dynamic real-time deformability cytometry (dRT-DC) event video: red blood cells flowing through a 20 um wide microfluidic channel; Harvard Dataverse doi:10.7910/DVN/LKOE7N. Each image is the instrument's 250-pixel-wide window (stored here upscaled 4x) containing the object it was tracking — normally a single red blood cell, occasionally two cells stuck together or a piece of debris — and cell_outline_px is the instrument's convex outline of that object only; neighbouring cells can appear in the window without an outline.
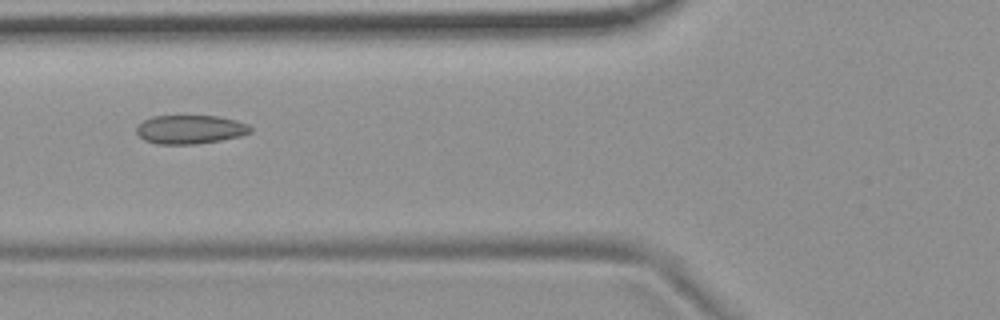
{"species": "common noctule bat (a hibernating species)", "species_latin": "Nyctalus noctula", "temperature_condition": "room temperature", "stored_images_in_passage": 3, "camera_frame_rate_fps": 3000, "um_per_image_px": 0.085, "animal": {"sex": "female", "body_mass_g": 19.9}, "frame": {"image": 1, "passage_image": 2, "time_ms": 0.333, "image_size_px": [1000, 320], "cell_outline_px": [[252, 132], [240, 136], [220, 140], [196, 144], [156, 144], [144, 140], [136, 132], [136, 128], [144, 120], [152, 116], [216, 116], [236, 120], [248, 124], [252, 128]], "centroid_in_image_um": [16.17, 11.0], "position_along_channel_um": 109.6, "area_um2": 19.07}}
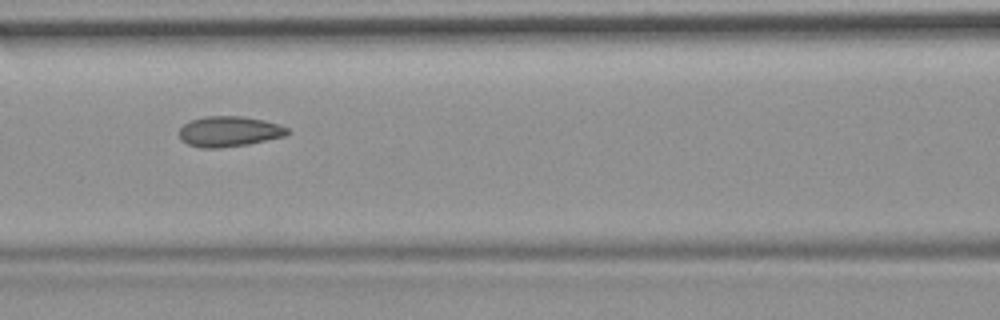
{"frame": {"image": 2, "passage_image": 3, "time_ms": 0.667, "image_size_px": [1000, 320], "cell_outline_px": [[292, 132], [284, 136], [248, 144], [220, 148], [200, 148], [188, 144], [180, 140], [180, 128], [184, 124], [192, 120], [204, 116], [244, 116], [264, 120], [280, 124], [288, 128]], "centroid_in_image_um": [19.5, 11.17], "position_along_channel_um": 147.1, "area_um2": 19.31}}